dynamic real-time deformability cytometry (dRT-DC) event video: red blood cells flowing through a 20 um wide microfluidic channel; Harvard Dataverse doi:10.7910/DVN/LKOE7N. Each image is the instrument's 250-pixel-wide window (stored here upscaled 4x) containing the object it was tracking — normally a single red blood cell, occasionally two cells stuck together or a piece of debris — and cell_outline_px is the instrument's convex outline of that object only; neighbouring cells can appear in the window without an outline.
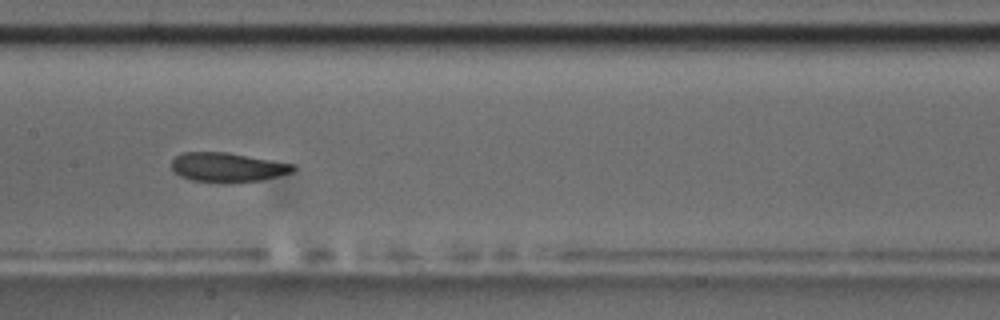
{"species": "common noctule bat (a hibernating species)", "species_latin": "Nyctalus noctula", "temperature_condition": "room temperature", "stored_images_in_passage": 14, "camera_frame_rate_fps": 3000, "um_per_image_px": 0.085, "animal": {"sex": "male", "body_mass_g": 17.5, "forearm_length_mm": 52.3}, "frame": {"image": 1, "passage_image": 7, "time_ms": 7.667, "image_size_px": [1000, 320], "cell_outline_px": [[296, 168], [292, 172], [260, 180], [192, 180], [180, 176], [172, 168], [172, 160], [180, 152], [228, 152], [292, 164]], "centroid_in_image_um": [19.3, 14.17], "position_along_channel_um": 188.1, "area_um2": 19.83}, "authors_computed_cell_mechanics": {"area_um2": 21.3571, "velocity_mm_per_s": 3.5045, "shape_relaxation_time_tau1_ms": 3.7573, "shape_relaxation_time_tau2_ms": null, "deformation_change_tau1": 0.0938, "deformation_change_tau2": null}}